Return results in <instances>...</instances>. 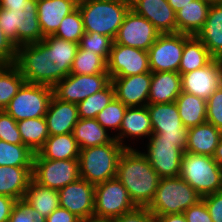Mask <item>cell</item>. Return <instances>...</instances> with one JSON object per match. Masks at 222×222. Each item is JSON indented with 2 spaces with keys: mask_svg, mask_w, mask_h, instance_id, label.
I'll use <instances>...</instances> for the list:
<instances>
[{
  "mask_svg": "<svg viewBox=\"0 0 222 222\" xmlns=\"http://www.w3.org/2000/svg\"><path fill=\"white\" fill-rule=\"evenodd\" d=\"M206 122L222 131V86L220 85L206 101Z\"/></svg>",
  "mask_w": 222,
  "mask_h": 222,
  "instance_id": "cell-42",
  "label": "cell"
},
{
  "mask_svg": "<svg viewBox=\"0 0 222 222\" xmlns=\"http://www.w3.org/2000/svg\"><path fill=\"white\" fill-rule=\"evenodd\" d=\"M22 201L34 210L39 220L43 221L59 207V193L31 179Z\"/></svg>",
  "mask_w": 222,
  "mask_h": 222,
  "instance_id": "cell-26",
  "label": "cell"
},
{
  "mask_svg": "<svg viewBox=\"0 0 222 222\" xmlns=\"http://www.w3.org/2000/svg\"><path fill=\"white\" fill-rule=\"evenodd\" d=\"M0 140L24 145L17 126V122L4 110L0 111Z\"/></svg>",
  "mask_w": 222,
  "mask_h": 222,
  "instance_id": "cell-43",
  "label": "cell"
},
{
  "mask_svg": "<svg viewBox=\"0 0 222 222\" xmlns=\"http://www.w3.org/2000/svg\"><path fill=\"white\" fill-rule=\"evenodd\" d=\"M136 207L117 178L95 185L94 220L112 221Z\"/></svg>",
  "mask_w": 222,
  "mask_h": 222,
  "instance_id": "cell-8",
  "label": "cell"
},
{
  "mask_svg": "<svg viewBox=\"0 0 222 222\" xmlns=\"http://www.w3.org/2000/svg\"><path fill=\"white\" fill-rule=\"evenodd\" d=\"M107 72L111 79L151 72L148 52L113 43L107 61Z\"/></svg>",
  "mask_w": 222,
  "mask_h": 222,
  "instance_id": "cell-17",
  "label": "cell"
},
{
  "mask_svg": "<svg viewBox=\"0 0 222 222\" xmlns=\"http://www.w3.org/2000/svg\"><path fill=\"white\" fill-rule=\"evenodd\" d=\"M117 134L113 136L114 139L125 148H130L129 145L123 143L125 142L123 141L125 137H150L152 135V125L147 106L127 107L119 133L117 132Z\"/></svg>",
  "mask_w": 222,
  "mask_h": 222,
  "instance_id": "cell-24",
  "label": "cell"
},
{
  "mask_svg": "<svg viewBox=\"0 0 222 222\" xmlns=\"http://www.w3.org/2000/svg\"><path fill=\"white\" fill-rule=\"evenodd\" d=\"M110 82L108 73L69 74L52 87L53 96L64 102L78 104L95 92L104 89Z\"/></svg>",
  "mask_w": 222,
  "mask_h": 222,
  "instance_id": "cell-12",
  "label": "cell"
},
{
  "mask_svg": "<svg viewBox=\"0 0 222 222\" xmlns=\"http://www.w3.org/2000/svg\"><path fill=\"white\" fill-rule=\"evenodd\" d=\"M76 8L75 0H37L38 20L43 36L54 35L63 18Z\"/></svg>",
  "mask_w": 222,
  "mask_h": 222,
  "instance_id": "cell-22",
  "label": "cell"
},
{
  "mask_svg": "<svg viewBox=\"0 0 222 222\" xmlns=\"http://www.w3.org/2000/svg\"><path fill=\"white\" fill-rule=\"evenodd\" d=\"M156 222H187L183 213L158 216Z\"/></svg>",
  "mask_w": 222,
  "mask_h": 222,
  "instance_id": "cell-51",
  "label": "cell"
},
{
  "mask_svg": "<svg viewBox=\"0 0 222 222\" xmlns=\"http://www.w3.org/2000/svg\"><path fill=\"white\" fill-rule=\"evenodd\" d=\"M137 207H147L154 198L160 177L147 157L134 148H125L117 165L116 177Z\"/></svg>",
  "mask_w": 222,
  "mask_h": 222,
  "instance_id": "cell-2",
  "label": "cell"
},
{
  "mask_svg": "<svg viewBox=\"0 0 222 222\" xmlns=\"http://www.w3.org/2000/svg\"><path fill=\"white\" fill-rule=\"evenodd\" d=\"M183 214L187 222H213L202 199L186 209Z\"/></svg>",
  "mask_w": 222,
  "mask_h": 222,
  "instance_id": "cell-45",
  "label": "cell"
},
{
  "mask_svg": "<svg viewBox=\"0 0 222 222\" xmlns=\"http://www.w3.org/2000/svg\"><path fill=\"white\" fill-rule=\"evenodd\" d=\"M83 222H111V221H98V220H89V221H83Z\"/></svg>",
  "mask_w": 222,
  "mask_h": 222,
  "instance_id": "cell-56",
  "label": "cell"
},
{
  "mask_svg": "<svg viewBox=\"0 0 222 222\" xmlns=\"http://www.w3.org/2000/svg\"><path fill=\"white\" fill-rule=\"evenodd\" d=\"M113 42L114 40L112 38L97 32H85L81 37L79 47L81 49L91 50L107 62Z\"/></svg>",
  "mask_w": 222,
  "mask_h": 222,
  "instance_id": "cell-41",
  "label": "cell"
},
{
  "mask_svg": "<svg viewBox=\"0 0 222 222\" xmlns=\"http://www.w3.org/2000/svg\"><path fill=\"white\" fill-rule=\"evenodd\" d=\"M124 149L116 139L105 145L80 149V178L94 185L115 178L118 159Z\"/></svg>",
  "mask_w": 222,
  "mask_h": 222,
  "instance_id": "cell-5",
  "label": "cell"
},
{
  "mask_svg": "<svg viewBox=\"0 0 222 222\" xmlns=\"http://www.w3.org/2000/svg\"><path fill=\"white\" fill-rule=\"evenodd\" d=\"M79 44L49 35L17 48L15 65L26 83L53 87L70 74Z\"/></svg>",
  "mask_w": 222,
  "mask_h": 222,
  "instance_id": "cell-1",
  "label": "cell"
},
{
  "mask_svg": "<svg viewBox=\"0 0 222 222\" xmlns=\"http://www.w3.org/2000/svg\"><path fill=\"white\" fill-rule=\"evenodd\" d=\"M34 153L25 145L0 140V166L33 167Z\"/></svg>",
  "mask_w": 222,
  "mask_h": 222,
  "instance_id": "cell-37",
  "label": "cell"
},
{
  "mask_svg": "<svg viewBox=\"0 0 222 222\" xmlns=\"http://www.w3.org/2000/svg\"><path fill=\"white\" fill-rule=\"evenodd\" d=\"M8 222H42L32 208L23 201H18L12 209Z\"/></svg>",
  "mask_w": 222,
  "mask_h": 222,
  "instance_id": "cell-44",
  "label": "cell"
},
{
  "mask_svg": "<svg viewBox=\"0 0 222 222\" xmlns=\"http://www.w3.org/2000/svg\"><path fill=\"white\" fill-rule=\"evenodd\" d=\"M190 1L194 0H167L168 4L172 7L175 13L179 11L183 6L189 4Z\"/></svg>",
  "mask_w": 222,
  "mask_h": 222,
  "instance_id": "cell-52",
  "label": "cell"
},
{
  "mask_svg": "<svg viewBox=\"0 0 222 222\" xmlns=\"http://www.w3.org/2000/svg\"><path fill=\"white\" fill-rule=\"evenodd\" d=\"M130 9L151 22L160 34L177 33L176 15L167 0H130Z\"/></svg>",
  "mask_w": 222,
  "mask_h": 222,
  "instance_id": "cell-20",
  "label": "cell"
},
{
  "mask_svg": "<svg viewBox=\"0 0 222 222\" xmlns=\"http://www.w3.org/2000/svg\"><path fill=\"white\" fill-rule=\"evenodd\" d=\"M213 222H222V191L201 197Z\"/></svg>",
  "mask_w": 222,
  "mask_h": 222,
  "instance_id": "cell-46",
  "label": "cell"
},
{
  "mask_svg": "<svg viewBox=\"0 0 222 222\" xmlns=\"http://www.w3.org/2000/svg\"><path fill=\"white\" fill-rule=\"evenodd\" d=\"M111 222H156L147 207H136L130 212L124 213Z\"/></svg>",
  "mask_w": 222,
  "mask_h": 222,
  "instance_id": "cell-48",
  "label": "cell"
},
{
  "mask_svg": "<svg viewBox=\"0 0 222 222\" xmlns=\"http://www.w3.org/2000/svg\"><path fill=\"white\" fill-rule=\"evenodd\" d=\"M179 176L200 197L222 191V166L211 156L184 152Z\"/></svg>",
  "mask_w": 222,
  "mask_h": 222,
  "instance_id": "cell-7",
  "label": "cell"
},
{
  "mask_svg": "<svg viewBox=\"0 0 222 222\" xmlns=\"http://www.w3.org/2000/svg\"><path fill=\"white\" fill-rule=\"evenodd\" d=\"M52 96V87L25 82L4 111L16 122L45 117Z\"/></svg>",
  "mask_w": 222,
  "mask_h": 222,
  "instance_id": "cell-9",
  "label": "cell"
},
{
  "mask_svg": "<svg viewBox=\"0 0 222 222\" xmlns=\"http://www.w3.org/2000/svg\"><path fill=\"white\" fill-rule=\"evenodd\" d=\"M184 48V34H160L149 48V68L151 72H178Z\"/></svg>",
  "mask_w": 222,
  "mask_h": 222,
  "instance_id": "cell-13",
  "label": "cell"
},
{
  "mask_svg": "<svg viewBox=\"0 0 222 222\" xmlns=\"http://www.w3.org/2000/svg\"><path fill=\"white\" fill-rule=\"evenodd\" d=\"M42 222H83L67 209L58 207Z\"/></svg>",
  "mask_w": 222,
  "mask_h": 222,
  "instance_id": "cell-49",
  "label": "cell"
},
{
  "mask_svg": "<svg viewBox=\"0 0 222 222\" xmlns=\"http://www.w3.org/2000/svg\"><path fill=\"white\" fill-rule=\"evenodd\" d=\"M209 4H222V0H204Z\"/></svg>",
  "mask_w": 222,
  "mask_h": 222,
  "instance_id": "cell-54",
  "label": "cell"
},
{
  "mask_svg": "<svg viewBox=\"0 0 222 222\" xmlns=\"http://www.w3.org/2000/svg\"><path fill=\"white\" fill-rule=\"evenodd\" d=\"M220 68H221V86H222V58H220Z\"/></svg>",
  "mask_w": 222,
  "mask_h": 222,
  "instance_id": "cell-55",
  "label": "cell"
},
{
  "mask_svg": "<svg viewBox=\"0 0 222 222\" xmlns=\"http://www.w3.org/2000/svg\"><path fill=\"white\" fill-rule=\"evenodd\" d=\"M72 134L80 149L105 145L114 140V137L108 135L107 130L104 129L95 118H79L73 128Z\"/></svg>",
  "mask_w": 222,
  "mask_h": 222,
  "instance_id": "cell-32",
  "label": "cell"
},
{
  "mask_svg": "<svg viewBox=\"0 0 222 222\" xmlns=\"http://www.w3.org/2000/svg\"><path fill=\"white\" fill-rule=\"evenodd\" d=\"M152 125V134L159 140L177 141V147L185 152L187 146V128L180 119L175 102L147 104Z\"/></svg>",
  "mask_w": 222,
  "mask_h": 222,
  "instance_id": "cell-11",
  "label": "cell"
},
{
  "mask_svg": "<svg viewBox=\"0 0 222 222\" xmlns=\"http://www.w3.org/2000/svg\"><path fill=\"white\" fill-rule=\"evenodd\" d=\"M182 91L205 101L221 85L220 59L214 58L208 65L181 75Z\"/></svg>",
  "mask_w": 222,
  "mask_h": 222,
  "instance_id": "cell-18",
  "label": "cell"
},
{
  "mask_svg": "<svg viewBox=\"0 0 222 222\" xmlns=\"http://www.w3.org/2000/svg\"><path fill=\"white\" fill-rule=\"evenodd\" d=\"M59 207L67 209L82 221L94 220L95 185L79 178L59 191Z\"/></svg>",
  "mask_w": 222,
  "mask_h": 222,
  "instance_id": "cell-16",
  "label": "cell"
},
{
  "mask_svg": "<svg viewBox=\"0 0 222 222\" xmlns=\"http://www.w3.org/2000/svg\"><path fill=\"white\" fill-rule=\"evenodd\" d=\"M115 97L127 107H143L148 104L151 72L115 77L111 79Z\"/></svg>",
  "mask_w": 222,
  "mask_h": 222,
  "instance_id": "cell-19",
  "label": "cell"
},
{
  "mask_svg": "<svg viewBox=\"0 0 222 222\" xmlns=\"http://www.w3.org/2000/svg\"><path fill=\"white\" fill-rule=\"evenodd\" d=\"M159 35L151 22L129 9L113 43L148 51Z\"/></svg>",
  "mask_w": 222,
  "mask_h": 222,
  "instance_id": "cell-15",
  "label": "cell"
},
{
  "mask_svg": "<svg viewBox=\"0 0 222 222\" xmlns=\"http://www.w3.org/2000/svg\"><path fill=\"white\" fill-rule=\"evenodd\" d=\"M127 106L116 97L96 116L98 123L108 131H119Z\"/></svg>",
  "mask_w": 222,
  "mask_h": 222,
  "instance_id": "cell-40",
  "label": "cell"
},
{
  "mask_svg": "<svg viewBox=\"0 0 222 222\" xmlns=\"http://www.w3.org/2000/svg\"><path fill=\"white\" fill-rule=\"evenodd\" d=\"M33 167L0 166V195L22 201L32 179Z\"/></svg>",
  "mask_w": 222,
  "mask_h": 222,
  "instance_id": "cell-27",
  "label": "cell"
},
{
  "mask_svg": "<svg viewBox=\"0 0 222 222\" xmlns=\"http://www.w3.org/2000/svg\"><path fill=\"white\" fill-rule=\"evenodd\" d=\"M25 83L15 64H0V111L4 110Z\"/></svg>",
  "mask_w": 222,
  "mask_h": 222,
  "instance_id": "cell-35",
  "label": "cell"
},
{
  "mask_svg": "<svg viewBox=\"0 0 222 222\" xmlns=\"http://www.w3.org/2000/svg\"><path fill=\"white\" fill-rule=\"evenodd\" d=\"M199 200L200 195L180 176L160 178L154 198L147 209L156 218L183 213Z\"/></svg>",
  "mask_w": 222,
  "mask_h": 222,
  "instance_id": "cell-6",
  "label": "cell"
},
{
  "mask_svg": "<svg viewBox=\"0 0 222 222\" xmlns=\"http://www.w3.org/2000/svg\"><path fill=\"white\" fill-rule=\"evenodd\" d=\"M79 178V159L48 160L34 154L32 179L39 185L59 191Z\"/></svg>",
  "mask_w": 222,
  "mask_h": 222,
  "instance_id": "cell-10",
  "label": "cell"
},
{
  "mask_svg": "<svg viewBox=\"0 0 222 222\" xmlns=\"http://www.w3.org/2000/svg\"><path fill=\"white\" fill-rule=\"evenodd\" d=\"M115 89L110 82L104 89L95 92L77 104L78 116L81 119H94L113 99Z\"/></svg>",
  "mask_w": 222,
  "mask_h": 222,
  "instance_id": "cell-36",
  "label": "cell"
},
{
  "mask_svg": "<svg viewBox=\"0 0 222 222\" xmlns=\"http://www.w3.org/2000/svg\"><path fill=\"white\" fill-rule=\"evenodd\" d=\"M0 27L17 48L42 41L37 0H0Z\"/></svg>",
  "mask_w": 222,
  "mask_h": 222,
  "instance_id": "cell-3",
  "label": "cell"
},
{
  "mask_svg": "<svg viewBox=\"0 0 222 222\" xmlns=\"http://www.w3.org/2000/svg\"><path fill=\"white\" fill-rule=\"evenodd\" d=\"M18 201L6 195H0V222H8L13 207Z\"/></svg>",
  "mask_w": 222,
  "mask_h": 222,
  "instance_id": "cell-50",
  "label": "cell"
},
{
  "mask_svg": "<svg viewBox=\"0 0 222 222\" xmlns=\"http://www.w3.org/2000/svg\"><path fill=\"white\" fill-rule=\"evenodd\" d=\"M85 32H97L115 39L130 0H84L77 3Z\"/></svg>",
  "mask_w": 222,
  "mask_h": 222,
  "instance_id": "cell-4",
  "label": "cell"
},
{
  "mask_svg": "<svg viewBox=\"0 0 222 222\" xmlns=\"http://www.w3.org/2000/svg\"><path fill=\"white\" fill-rule=\"evenodd\" d=\"M22 143L34 154L44 145L50 136L45 117L24 119L17 122Z\"/></svg>",
  "mask_w": 222,
  "mask_h": 222,
  "instance_id": "cell-34",
  "label": "cell"
},
{
  "mask_svg": "<svg viewBox=\"0 0 222 222\" xmlns=\"http://www.w3.org/2000/svg\"><path fill=\"white\" fill-rule=\"evenodd\" d=\"M84 33L85 30L82 21V16L80 14L79 8L77 7L69 15L63 18L54 36L63 40L79 44L81 37L84 35Z\"/></svg>",
  "mask_w": 222,
  "mask_h": 222,
  "instance_id": "cell-39",
  "label": "cell"
},
{
  "mask_svg": "<svg viewBox=\"0 0 222 222\" xmlns=\"http://www.w3.org/2000/svg\"><path fill=\"white\" fill-rule=\"evenodd\" d=\"M48 160L79 159L80 147L72 133L49 136L37 152Z\"/></svg>",
  "mask_w": 222,
  "mask_h": 222,
  "instance_id": "cell-30",
  "label": "cell"
},
{
  "mask_svg": "<svg viewBox=\"0 0 222 222\" xmlns=\"http://www.w3.org/2000/svg\"><path fill=\"white\" fill-rule=\"evenodd\" d=\"M17 47L5 36L0 27V64H15Z\"/></svg>",
  "mask_w": 222,
  "mask_h": 222,
  "instance_id": "cell-47",
  "label": "cell"
},
{
  "mask_svg": "<svg viewBox=\"0 0 222 222\" xmlns=\"http://www.w3.org/2000/svg\"><path fill=\"white\" fill-rule=\"evenodd\" d=\"M180 119L188 129L206 122V101L187 92H181L176 98Z\"/></svg>",
  "mask_w": 222,
  "mask_h": 222,
  "instance_id": "cell-33",
  "label": "cell"
},
{
  "mask_svg": "<svg viewBox=\"0 0 222 222\" xmlns=\"http://www.w3.org/2000/svg\"><path fill=\"white\" fill-rule=\"evenodd\" d=\"M214 57L197 36L184 34V48L179 70L180 75L208 65Z\"/></svg>",
  "mask_w": 222,
  "mask_h": 222,
  "instance_id": "cell-31",
  "label": "cell"
},
{
  "mask_svg": "<svg viewBox=\"0 0 222 222\" xmlns=\"http://www.w3.org/2000/svg\"><path fill=\"white\" fill-rule=\"evenodd\" d=\"M45 119L50 136L72 133L79 120L78 106L75 103L64 102L52 96Z\"/></svg>",
  "mask_w": 222,
  "mask_h": 222,
  "instance_id": "cell-21",
  "label": "cell"
},
{
  "mask_svg": "<svg viewBox=\"0 0 222 222\" xmlns=\"http://www.w3.org/2000/svg\"><path fill=\"white\" fill-rule=\"evenodd\" d=\"M212 158L220 165L222 166V136L219 141L218 146L215 149V152L212 156Z\"/></svg>",
  "mask_w": 222,
  "mask_h": 222,
  "instance_id": "cell-53",
  "label": "cell"
},
{
  "mask_svg": "<svg viewBox=\"0 0 222 222\" xmlns=\"http://www.w3.org/2000/svg\"><path fill=\"white\" fill-rule=\"evenodd\" d=\"M221 136L222 131L208 122L188 128L185 152L212 157Z\"/></svg>",
  "mask_w": 222,
  "mask_h": 222,
  "instance_id": "cell-25",
  "label": "cell"
},
{
  "mask_svg": "<svg viewBox=\"0 0 222 222\" xmlns=\"http://www.w3.org/2000/svg\"><path fill=\"white\" fill-rule=\"evenodd\" d=\"M216 58H222V4H212L202 29L196 35Z\"/></svg>",
  "mask_w": 222,
  "mask_h": 222,
  "instance_id": "cell-28",
  "label": "cell"
},
{
  "mask_svg": "<svg viewBox=\"0 0 222 222\" xmlns=\"http://www.w3.org/2000/svg\"><path fill=\"white\" fill-rule=\"evenodd\" d=\"M181 92L182 84L179 72H151L148 104L175 102Z\"/></svg>",
  "mask_w": 222,
  "mask_h": 222,
  "instance_id": "cell-23",
  "label": "cell"
},
{
  "mask_svg": "<svg viewBox=\"0 0 222 222\" xmlns=\"http://www.w3.org/2000/svg\"><path fill=\"white\" fill-rule=\"evenodd\" d=\"M107 72V62L91 50L78 47L70 74L92 75Z\"/></svg>",
  "mask_w": 222,
  "mask_h": 222,
  "instance_id": "cell-38",
  "label": "cell"
},
{
  "mask_svg": "<svg viewBox=\"0 0 222 222\" xmlns=\"http://www.w3.org/2000/svg\"><path fill=\"white\" fill-rule=\"evenodd\" d=\"M211 4L204 0L190 1L175 13L177 32L196 36L202 29Z\"/></svg>",
  "mask_w": 222,
  "mask_h": 222,
  "instance_id": "cell-29",
  "label": "cell"
},
{
  "mask_svg": "<svg viewBox=\"0 0 222 222\" xmlns=\"http://www.w3.org/2000/svg\"><path fill=\"white\" fill-rule=\"evenodd\" d=\"M147 144V153L143 154L160 178L178 177L181 171L183 151L177 147V141L159 140L152 134Z\"/></svg>",
  "mask_w": 222,
  "mask_h": 222,
  "instance_id": "cell-14",
  "label": "cell"
}]
</instances>
